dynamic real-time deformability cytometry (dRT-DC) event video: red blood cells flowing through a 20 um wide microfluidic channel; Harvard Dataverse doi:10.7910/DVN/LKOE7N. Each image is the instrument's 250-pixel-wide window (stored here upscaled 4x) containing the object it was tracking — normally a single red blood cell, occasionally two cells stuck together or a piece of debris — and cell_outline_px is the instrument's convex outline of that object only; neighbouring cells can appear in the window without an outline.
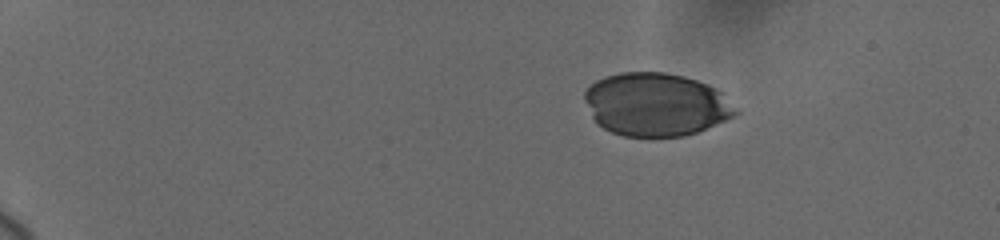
{"species": "human", "species_latin": "Homo sapiens", "temperature_condition": "cold", "stored_images_in_passage": 11, "camera_frame_rate_fps": 3000, "um_per_image_px": 0.085, "donor": {"sex": "female"}, "frame": {"image": 1, "passage_image": 1, "time_ms": 0.0, "image_size_px": [1000, 240], "cell_outline_px": [[740, 112], [736, 116], [696, 132], [684, 136], [624, 136], [612, 132], [604, 128], [592, 116], [584, 100], [584, 92], [596, 80], [604, 76], [620, 72], [664, 72], [684, 76], [708, 84], [716, 88]], "centroid_in_image_um": [55.76, 8.87], "position_along_channel_um": 29.2, "area_um2": 55.37}}
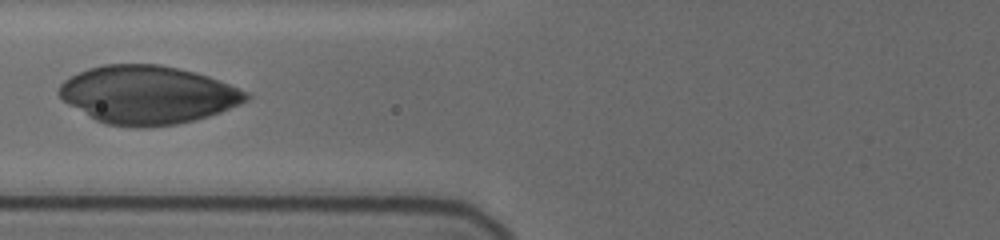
{"frame": {"image": 2, "passage_image": 7, "time_ms": 5.333, "image_size_px": [1000, 240], "cell_outline_px": [[252, 96], [248, 100], [240, 104], [220, 112], [196, 120], [176, 124], [144, 128], [136, 128], [108, 124], [96, 120], [68, 104], [56, 92], [60, 84], [64, 80], [88, 68], [104, 64], [160, 64], [196, 72], [208, 76], [248, 92]], "centroid_in_image_um": [12.56, 8.06], "position_along_channel_um": 113.2, "area_um2": 63.46}}
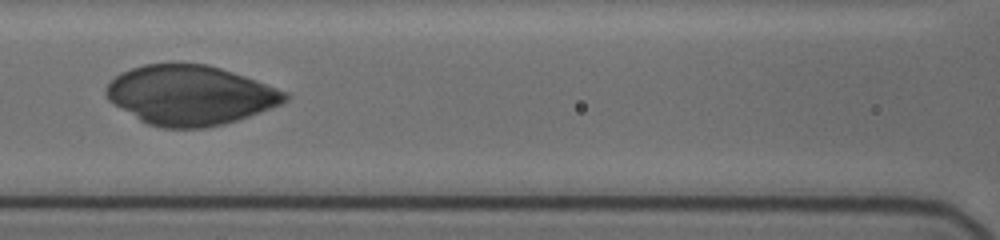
{"frame": {"image": 3, "passage_image": 8, "time_ms": 6.333, "image_size_px": [1000, 240], "cell_outline_px": [[292, 96], [288, 100], [280, 104], [248, 116], [224, 124], [204, 128], [164, 128], [148, 124], [140, 120], [112, 104], [108, 100], [104, 92], [104, 88], [120, 72], [144, 64], [208, 64], [256, 80], [288, 92]], "centroid_in_image_um": [16.14, 8.09], "position_along_channel_um": 150.5, "area_um2": 61.96}}